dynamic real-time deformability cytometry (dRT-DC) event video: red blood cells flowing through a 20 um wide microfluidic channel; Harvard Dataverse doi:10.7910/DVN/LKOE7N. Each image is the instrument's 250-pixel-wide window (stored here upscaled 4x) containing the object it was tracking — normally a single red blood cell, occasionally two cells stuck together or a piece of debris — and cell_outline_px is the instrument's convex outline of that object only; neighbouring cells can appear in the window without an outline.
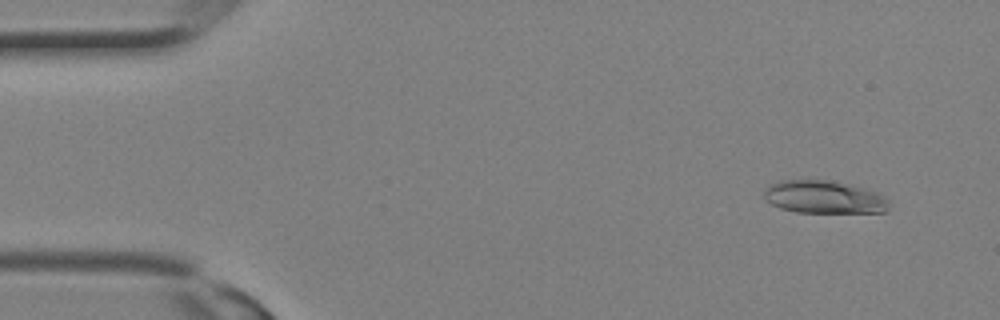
{"species": "Egyptian fruit bat (a non-hibernating species)", "species_latin": "Rousettus aegyptiacus", "temperature_condition": "room temperature", "stored_images_in_passage": 18, "camera_frame_rate_fps": 3000, "um_per_image_px": 0.085, "animal": {"sex": "female"}, "frame": {"image": 1, "passage_image": 2, "time_ms": 0.333, "image_size_px": [1000, 320], "cell_outline_px": [[888, 208], [884, 212], [796, 212], [780, 208], [764, 200], [764, 188], [780, 180], [828, 180], [852, 184], [868, 188], [880, 192], [888, 200]], "centroid_in_image_um": [70.06, 16.74], "position_along_channel_um": 14.9, "area_um2": 24.16}}
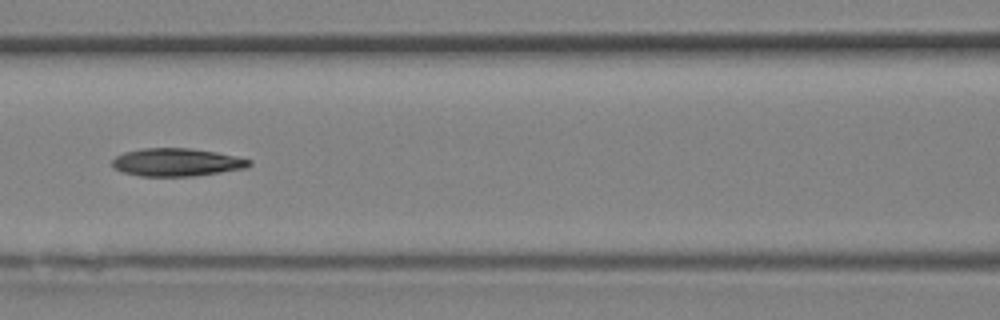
{"frame": {"image": 2, "passage_image": 13, "time_ms": 4.0, "image_size_px": [1000, 320], "cell_outline_px": [[252, 164], [248, 168], [192, 176], [140, 176], [120, 172], [112, 168], [112, 160], [116, 156], [124, 152], [144, 148], [188, 148], [216, 152], [236, 156], [252, 160]], "centroid_in_image_um": [15.01, 13.79], "position_along_channel_um": 151.6, "area_um2": 22.43}}
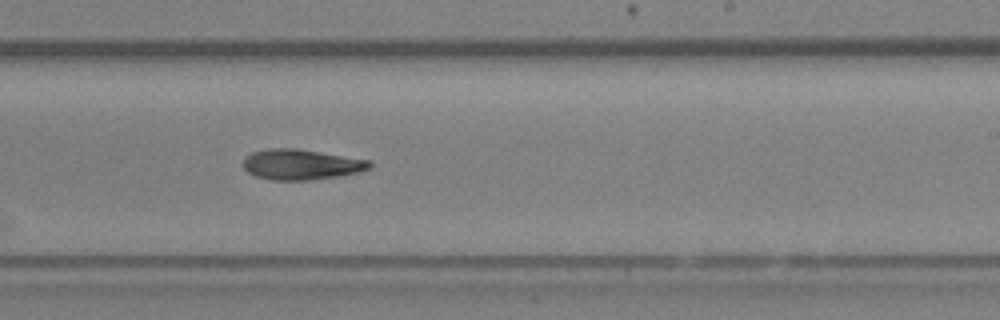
{"frame": {"image": 3, "passage_image": 18, "time_ms": 5.667, "image_size_px": [1000, 320], "cell_outline_px": [[372, 168], [356, 172], [336, 176], [308, 180], [272, 180], [256, 176], [248, 172], [244, 168], [244, 156], [252, 152], [268, 148], [296, 148], [368, 160], [372, 164]], "centroid_in_image_um": [25.55, 13.97], "position_along_channel_um": 263.4, "area_um2": 22.2}}